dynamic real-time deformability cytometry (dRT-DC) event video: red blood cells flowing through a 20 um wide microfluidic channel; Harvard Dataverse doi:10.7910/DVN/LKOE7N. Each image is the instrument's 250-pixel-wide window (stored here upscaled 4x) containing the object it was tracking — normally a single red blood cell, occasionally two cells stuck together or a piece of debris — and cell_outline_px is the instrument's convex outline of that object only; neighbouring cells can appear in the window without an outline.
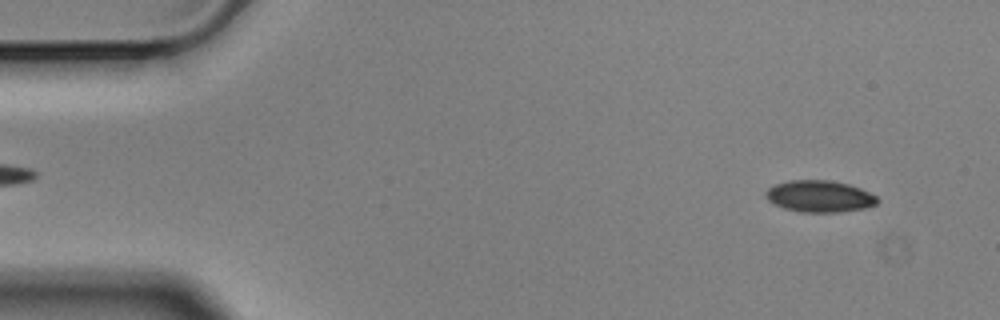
{"species": "Egyptian fruit bat (a non-hibernating species)", "species_latin": "Rousettus aegyptiacus", "temperature_condition": "cold", "stored_images_in_passage": 56, "camera_frame_rate_fps": 3000, "um_per_image_px": 0.085, "animal": {"sex": "male"}, "frame": {"image": 1, "passage_image": 4, "time_ms": 1.0, "image_size_px": [1000, 320], "cell_outline_px": [[880, 200], [876, 204], [864, 208], [836, 212], [800, 212], [784, 208], [772, 204], [764, 196], [764, 192], [768, 188], [776, 184], [788, 180], [832, 180], [848, 184], [860, 188], [876, 196]], "centroid_in_image_um": [69.62, 16.68], "position_along_channel_um": 15.4, "area_um2": 20.69}}
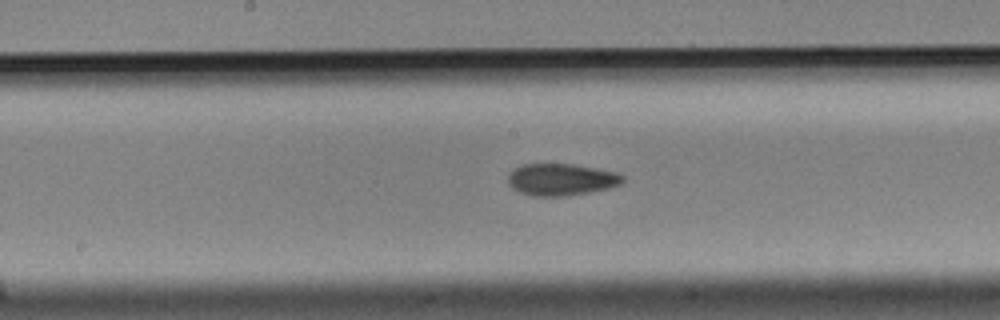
{"frame": {"image": 2, "passage_image": 28, "time_ms": 9.0, "image_size_px": [1000, 320], "cell_outline_px": [[624, 180], [620, 184], [608, 188], [568, 196], [532, 196], [516, 192], [508, 184], [508, 176], [516, 168], [524, 164], [572, 164], [616, 172], [624, 176]], "centroid_in_image_um": [47.68, 15.27], "position_along_channel_um": 200.5, "area_um2": 21.27}}
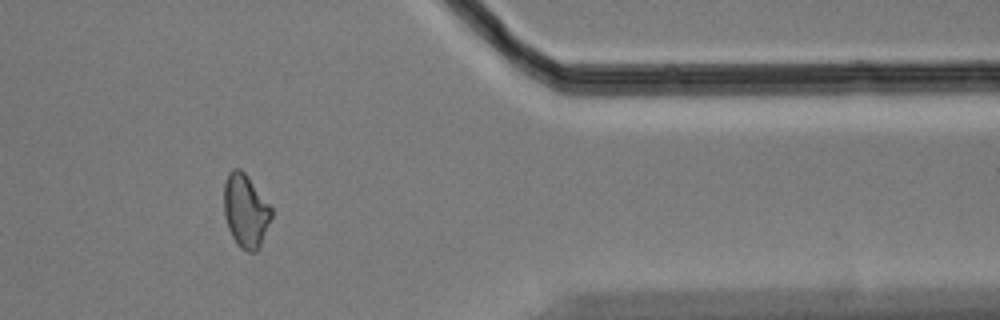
{"frame": {"image": 3, "passage_image": 46, "time_ms": 15.0, "image_size_px": [1000, 320], "cell_outline_px": [[272, 216], [260, 248], [256, 252], [248, 252], [240, 248], [236, 244], [228, 228], [224, 216], [224, 184], [228, 172], [232, 168], [240, 168], [248, 176], [272, 208]], "centroid_in_image_um": [20.87, 17.93], "position_along_channel_um": 390.5, "area_um2": 20.52}, "authors_computed_cell_mechanics": {"area_um2": 20.7502, "velocity_mm_per_s": 3.5374, "shape_relaxation_time_tau1_ms": null, "shape_relaxation_time_tau2_ms": 3.1194, "deformation_change_tau1": null, "deformation_change_tau2": 0.0698}}